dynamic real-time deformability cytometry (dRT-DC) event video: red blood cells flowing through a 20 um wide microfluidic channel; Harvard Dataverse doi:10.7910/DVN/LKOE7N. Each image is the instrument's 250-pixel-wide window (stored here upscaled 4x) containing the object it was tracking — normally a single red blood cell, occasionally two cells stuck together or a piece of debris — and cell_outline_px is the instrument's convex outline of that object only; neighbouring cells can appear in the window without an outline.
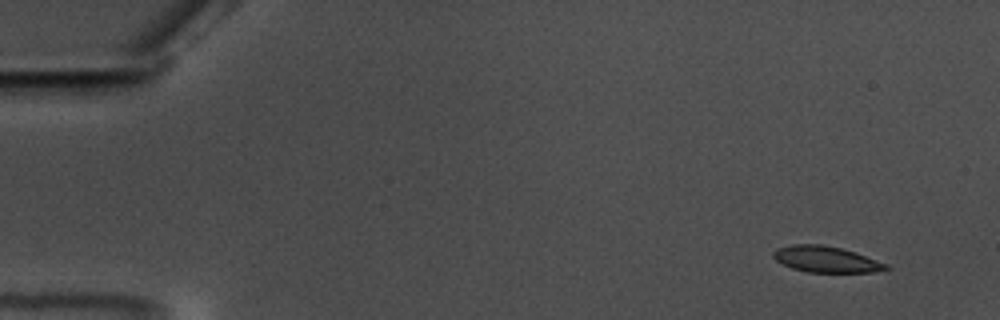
{"species": "common noctule bat (a hibernating species)", "species_latin": "Nyctalus noctula", "temperature_condition": "warm", "stored_images_in_passage": 58, "camera_frame_rate_fps": 3000, "um_per_image_px": 0.085, "animal": {"sex": "male", "body_mass_g": 17.5, "forearm_length_mm": 52.3}, "frame": {"image": 1, "passage_image": 4, "time_ms": 1.0, "image_size_px": [1000, 320], "cell_outline_px": [[892, 268], [872, 272], [808, 272], [792, 268], [776, 260], [772, 256], [772, 252], [776, 248], [792, 244], [820, 244], [840, 248], [856, 252], [888, 264]], "centroid_in_image_um": [70.21, 22.03], "position_along_channel_um": 14.8, "area_um2": 17.17}}
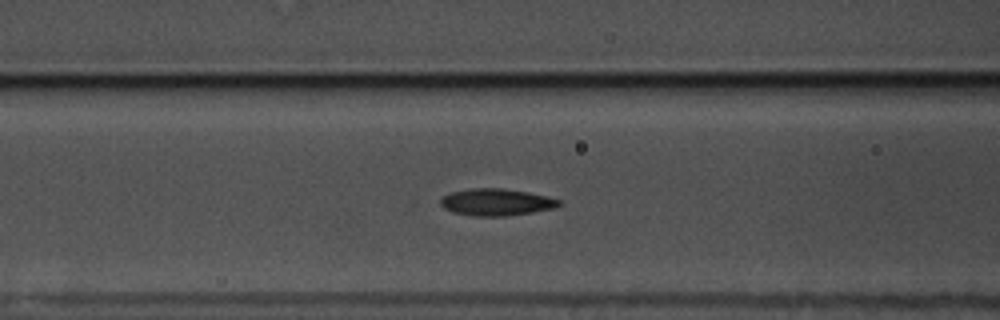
{"frame": {"image": 2, "passage_image": 24, "time_ms": 7.667, "image_size_px": [1000, 320], "cell_outline_px": [[560, 204], [552, 208], [532, 212], [504, 216], [472, 216], [452, 212], [444, 208], [440, 204], [440, 200], [444, 196], [452, 192], [472, 188], [504, 188], [528, 192], [548, 196], [560, 200]], "centroid_in_image_um": [42.16, 17.18], "position_along_channel_um": 124.4, "area_um2": 18.5}}
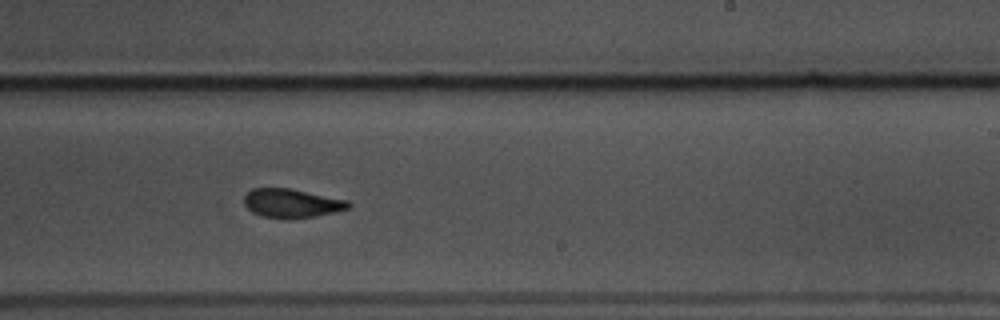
{"frame": {"image": 3, "passage_image": 36, "time_ms": 11.667, "image_size_px": [1000, 320], "cell_outline_px": [[352, 208], [316, 216], [288, 220], [260, 216], [252, 212], [244, 204], [244, 196], [252, 188], [288, 188], [348, 200], [352, 204]], "centroid_in_image_um": [24.8, 17.29], "position_along_channel_um": 264.2, "area_um2": 17.8}, "authors_computed_cell_mechanics": {"area_um2": 17.9469, "velocity_mm_per_s": 3.5059, "shape_relaxation_time_tau1_ms": 4.6128, "shape_relaxation_time_tau2_ms": 2.4319, "deformation_change_tau1": 0.1342, "deformation_change_tau2": 0.0876}}